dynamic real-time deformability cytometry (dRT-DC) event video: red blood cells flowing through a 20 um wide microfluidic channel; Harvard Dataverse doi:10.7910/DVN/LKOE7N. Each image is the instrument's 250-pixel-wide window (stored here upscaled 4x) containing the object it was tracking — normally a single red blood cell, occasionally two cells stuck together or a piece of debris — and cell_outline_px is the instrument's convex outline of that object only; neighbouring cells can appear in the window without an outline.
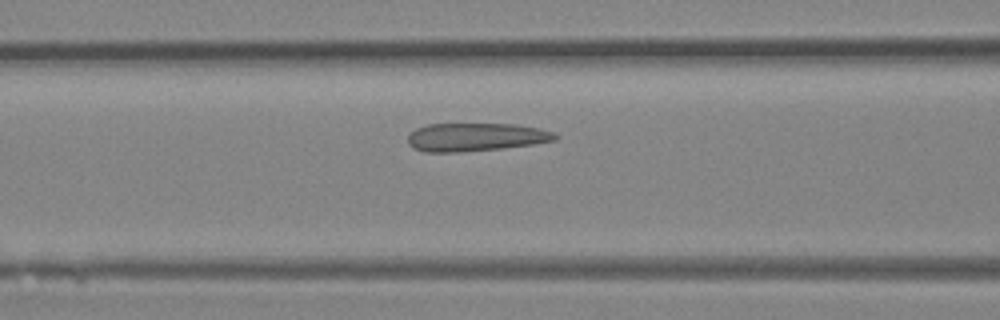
{"species": "Egyptian fruit bat (a non-hibernating species)", "species_latin": "Rousettus aegyptiacus", "temperature_condition": "room temperature", "stored_images_in_passage": 18, "camera_frame_rate_fps": 3000, "um_per_image_px": 0.085, "animal": {"sex": "female"}, "frame": {"image": 1, "passage_image": 13, "time_ms": 4.0, "image_size_px": [1000, 320], "cell_outline_px": [[560, 136], [556, 140], [532, 144], [504, 148], [460, 152], [424, 152], [412, 148], [408, 144], [408, 136], [416, 128], [428, 124], [512, 124], [536, 128], [556, 132]], "centroid_in_image_um": [40.43, 11.66], "position_along_channel_um": 126.2, "area_um2": 24.28}}
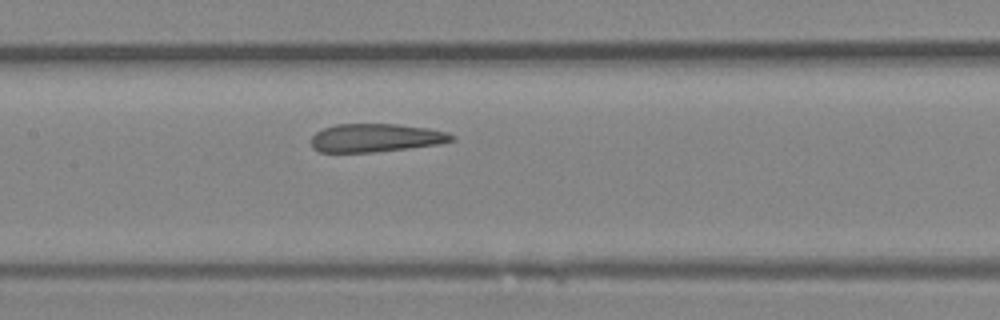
{"frame": {"image": 2, "passage_image": 16, "time_ms": 5.0, "image_size_px": [1000, 320], "cell_outline_px": [[456, 140], [440, 144], [408, 148], [372, 152], [320, 152], [312, 148], [312, 136], [316, 132], [324, 128], [336, 124], [396, 124], [428, 128], [448, 132], [456, 136]], "centroid_in_image_um": [31.98, 11.71], "position_along_channel_um": 175.4, "area_um2": 23.24}}